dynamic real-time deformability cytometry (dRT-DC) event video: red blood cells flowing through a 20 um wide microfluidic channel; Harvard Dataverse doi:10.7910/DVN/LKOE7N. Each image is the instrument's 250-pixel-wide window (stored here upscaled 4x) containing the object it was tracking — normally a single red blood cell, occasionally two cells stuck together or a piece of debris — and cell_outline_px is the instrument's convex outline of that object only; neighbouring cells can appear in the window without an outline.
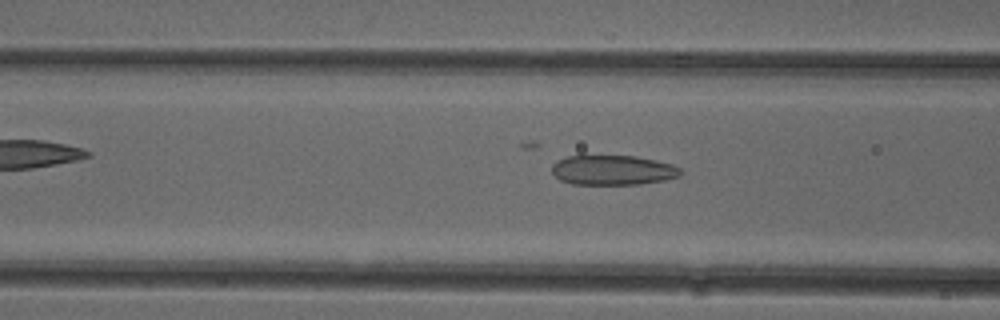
{"species": "common noctule bat (a hibernating species)", "species_latin": "Nyctalus noctula", "temperature_condition": "cold", "stored_images_in_passage": 45, "camera_frame_rate_fps": 3000, "um_per_image_px": 0.085, "animal": {"sex": "female"}, "frame": {"image": 1, "passage_image": 12, "time_ms": 3.667, "image_size_px": [1000, 320], "cell_outline_px": [[684, 172], [680, 176], [664, 180], [640, 184], [572, 184], [560, 180], [552, 172], [552, 164], [556, 160], [568, 156], [584, 152], [636, 156], [656, 160], [672, 164], [680, 168]], "centroid_in_image_um": [52.05, 14.4], "position_along_channel_um": 114.6, "area_um2": 23.41}}
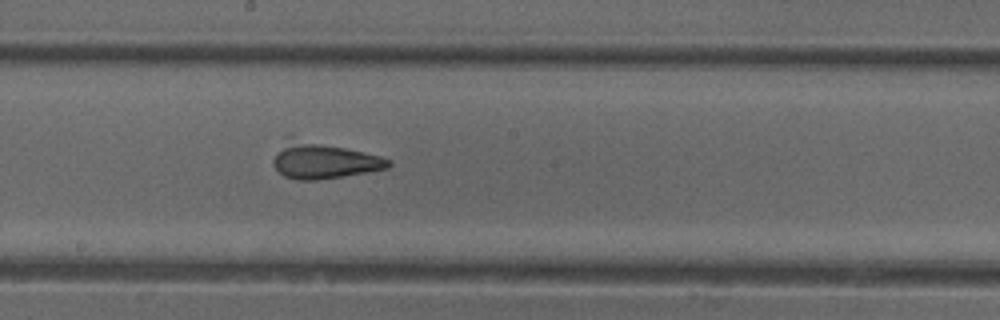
{"frame": {"image": 2, "passage_image": 20, "time_ms": 6.333, "image_size_px": [1000, 320], "cell_outline_px": [[392, 164], [388, 168], [368, 172], [316, 180], [296, 180], [284, 176], [272, 164], [272, 160], [284, 136], [364, 152], [380, 156], [392, 160]], "centroid_in_image_um": [27.45, 13.65], "position_along_channel_um": 220.7, "area_um2": 24.1}}
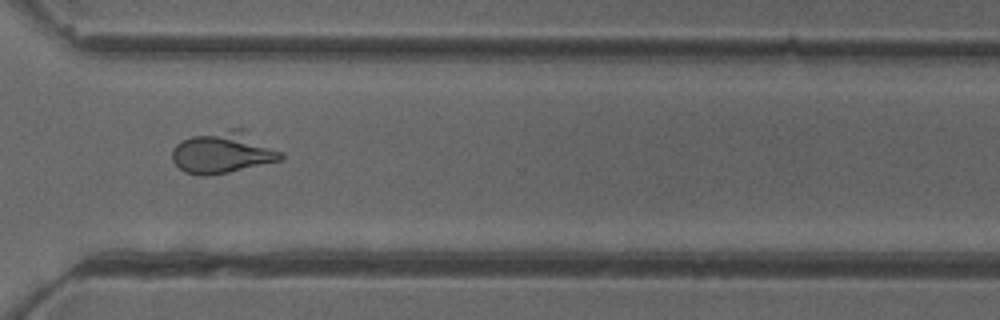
{"frame": {"image": 3, "passage_image": 30, "time_ms": 9.667, "image_size_px": [1000, 320], "cell_outline_px": [[284, 160], [228, 172], [208, 176], [200, 176], [184, 172], [172, 160], [172, 148], [176, 144], [192, 136], [228, 128], [244, 128], [284, 152]], "centroid_in_image_um": [19.02, 12.94], "position_along_channel_um": 351.6, "area_um2": 26.99}}